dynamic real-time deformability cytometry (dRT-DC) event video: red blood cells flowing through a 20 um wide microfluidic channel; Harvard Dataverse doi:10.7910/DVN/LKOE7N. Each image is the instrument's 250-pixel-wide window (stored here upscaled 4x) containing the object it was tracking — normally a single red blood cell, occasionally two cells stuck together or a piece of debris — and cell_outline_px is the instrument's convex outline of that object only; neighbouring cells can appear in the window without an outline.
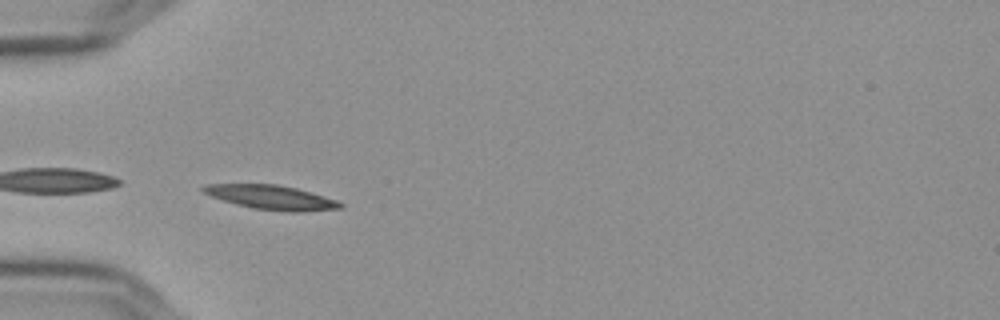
{"species": "Egyptian fruit bat (a non-hibernating species)", "species_latin": "Rousettus aegyptiacus", "temperature_condition": "cold", "stored_images_in_passage": 28, "camera_frame_rate_fps": 3000, "um_per_image_px": 0.085, "frame": {"image": 1, "passage_image": 1, "time_ms": 0.0, "image_size_px": [1000, 320], "cell_outline_px": [[344, 204], [340, 208], [304, 212], [288, 212], [252, 208], [236, 204], [212, 196], [204, 192], [200, 188], [204, 184], [276, 184], [296, 188], [336, 200]], "centroid_in_image_um": [23.06, 16.78], "position_along_channel_um": 61.9, "area_um2": 19.19}}
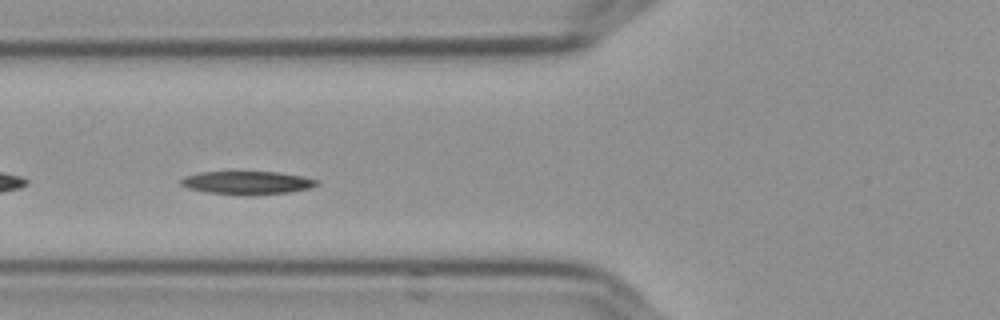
{"frame": {"image": 2, "passage_image": 5, "time_ms": 1.333, "image_size_px": [1000, 320], "cell_outline_px": [[320, 184], [308, 188], [288, 192], [236, 196], [204, 192], [188, 188], [180, 184], [180, 180], [184, 176], [200, 172], [276, 172], [300, 176], [320, 180]], "centroid_in_image_um": [20.96, 15.54], "position_along_channel_um": 104.8, "area_um2": 18.44}}
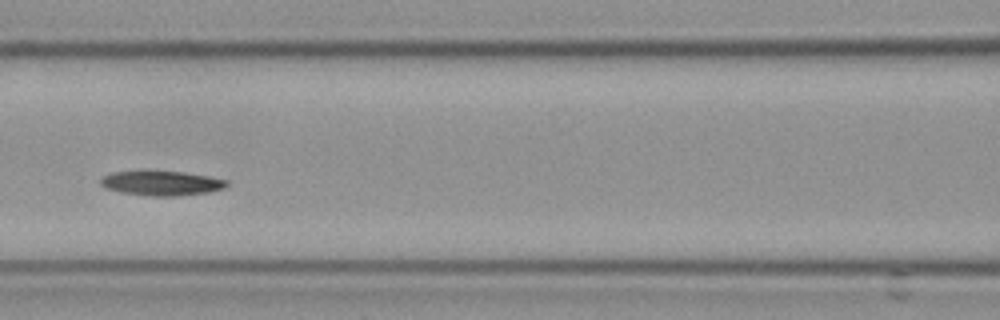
{"frame": {"image": 3, "passage_image": 9, "time_ms": 2.667, "image_size_px": [1000, 320], "cell_outline_px": [[228, 184], [224, 188], [208, 192], [176, 196], [148, 196], [120, 192], [104, 188], [100, 184], [100, 180], [104, 176], [112, 172], [184, 172], [208, 176], [228, 180]], "centroid_in_image_um": [13.73, 15.59], "position_along_channel_um": 152.9, "area_um2": 17.86}, "authors_computed_cell_mechanics": {"area_um2": 17.8891, "velocity_mm_per_s": 3.5654, "shape_relaxation_time_tau1_ms": 4.8142, "shape_relaxation_time_tau2_ms": null, "deformation_change_tau1": 0.1437, "deformation_change_tau2": null}}